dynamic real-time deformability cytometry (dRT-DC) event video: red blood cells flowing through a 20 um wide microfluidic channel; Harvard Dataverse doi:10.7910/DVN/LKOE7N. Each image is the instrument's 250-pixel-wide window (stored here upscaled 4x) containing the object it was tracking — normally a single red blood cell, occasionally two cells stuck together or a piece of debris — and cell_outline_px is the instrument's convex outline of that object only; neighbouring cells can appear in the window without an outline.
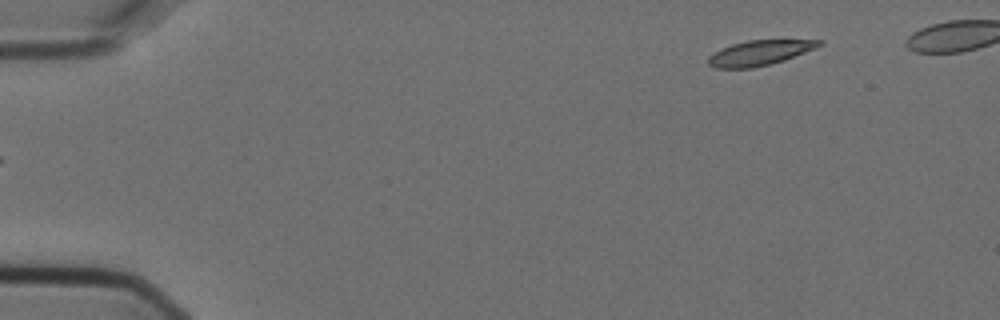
{"species": "Egyptian fruit bat (a non-hibernating species)", "species_latin": "Rousettus aegyptiacus", "temperature_condition": "cold", "stored_images_in_passage": 5, "segment_of_instrument_passage": [2, 2], "camera_frame_rate_fps": 3000, "um_per_image_px": 0.085, "animal": {"sex": "female"}, "frame": {"image": 1, "passage_image": 5, "time_ms": 1.333, "image_size_px": [1000, 320], "cell_outline_px": [[824, 44], [816, 48], [784, 60], [752, 68], [716, 68], [708, 64], [708, 56], [720, 48], [732, 44], [748, 40], [824, 40]], "centroid_in_image_um": [64.56, 4.48], "position_along_channel_um": 20.4, "area_um2": 16.13}}